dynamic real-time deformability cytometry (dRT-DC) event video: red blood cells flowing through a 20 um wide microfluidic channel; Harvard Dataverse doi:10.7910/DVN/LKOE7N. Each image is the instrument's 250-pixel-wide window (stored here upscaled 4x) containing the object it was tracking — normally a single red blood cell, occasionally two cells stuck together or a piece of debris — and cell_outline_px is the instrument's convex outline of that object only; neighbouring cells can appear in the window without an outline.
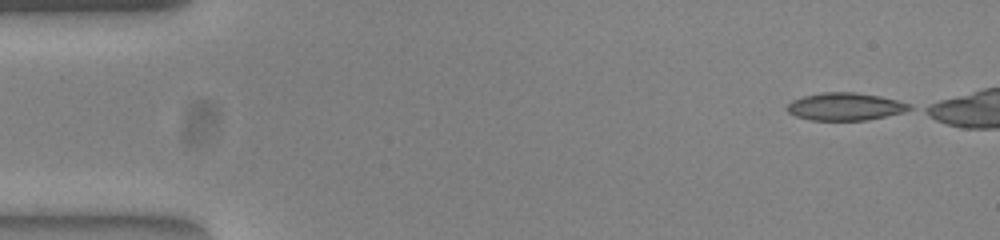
{"species": "common noctule bat (a hibernating species)", "species_latin": "Nyctalus noctula", "temperature_condition": "warm", "stored_images_in_passage": 40, "camera_frame_rate_fps": 3000, "um_per_image_px": 0.085, "animal": {"sex": "female", "body_mass_g": 23.0, "forearm_length_mm": 53.4}, "frame": {"image": 1, "passage_image": 1, "time_ms": 0.0, "image_size_px": [1000, 240], "cell_outline_px": [[912, 108], [904, 112], [864, 120], [812, 120], [796, 116], [788, 112], [784, 108], [792, 100], [804, 96], [824, 92], [856, 92], [880, 96], [912, 104]], "centroid_in_image_um": [71.82, 9.05], "position_along_channel_um": 13.2, "area_um2": 19.59}}
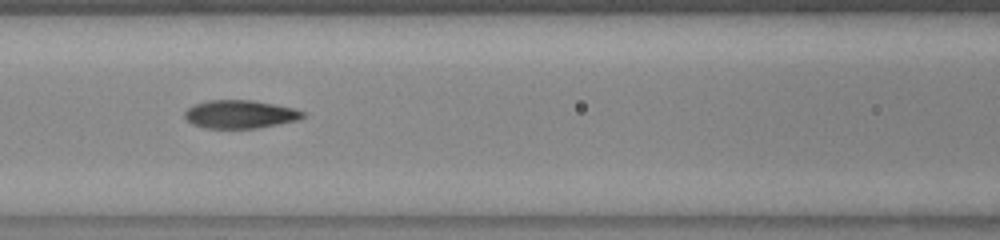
{"frame": {"image": 2, "passage_image": 20, "time_ms": 6.333, "image_size_px": [1000, 240], "cell_outline_px": [[304, 116], [296, 120], [256, 128], [204, 128], [192, 124], [184, 116], [184, 112], [188, 108], [196, 104], [208, 100], [252, 100], [292, 108], [304, 112]], "centroid_in_image_um": [20.35, 9.71], "position_along_channel_um": 146.2, "area_um2": 19.07}}
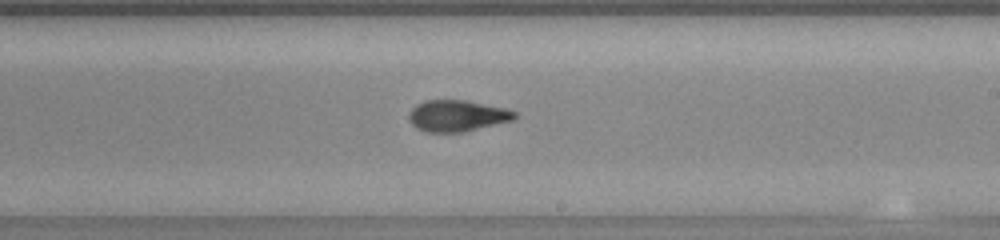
{"frame": {"image": 3, "passage_image": 28, "time_ms": 9.0, "image_size_px": [1000, 240], "cell_outline_px": [[516, 116], [512, 120], [464, 132], [428, 132], [416, 128], [412, 124], [408, 116], [412, 108], [416, 104], [428, 100], [464, 100], [504, 108], [516, 112]], "centroid_in_image_um": [38.83, 9.84], "position_along_channel_um": 250.2, "area_um2": 19.07}}